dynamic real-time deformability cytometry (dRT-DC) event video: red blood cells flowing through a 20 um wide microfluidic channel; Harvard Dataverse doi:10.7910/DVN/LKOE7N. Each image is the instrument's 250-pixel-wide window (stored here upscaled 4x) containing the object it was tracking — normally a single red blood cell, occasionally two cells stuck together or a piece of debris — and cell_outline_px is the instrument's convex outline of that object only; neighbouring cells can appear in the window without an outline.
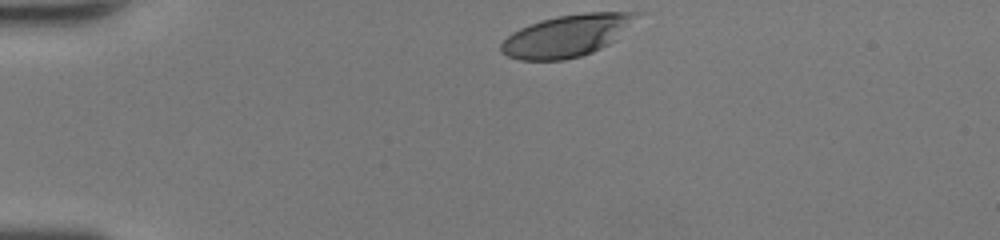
{"species": "human", "species_latin": "Homo sapiens", "temperature_condition": "room temperature", "stored_images_in_passage": 30, "camera_frame_rate_fps": 3000, "um_per_image_px": 0.085, "donor": {"sex": "female"}, "frame": {"image": 1, "passage_image": 1, "time_ms": 0.0, "image_size_px": [1000, 240], "cell_outline_px": [[644, 12], [608, 44], [592, 52], [580, 56], [564, 60], [520, 60], [508, 56], [500, 52], [500, 44], [512, 32], [528, 24], [540, 20], [556, 16], [584, 12]], "centroid_in_image_um": [48.13, 3.02], "position_along_channel_um": 36.9, "area_um2": 32.89}}
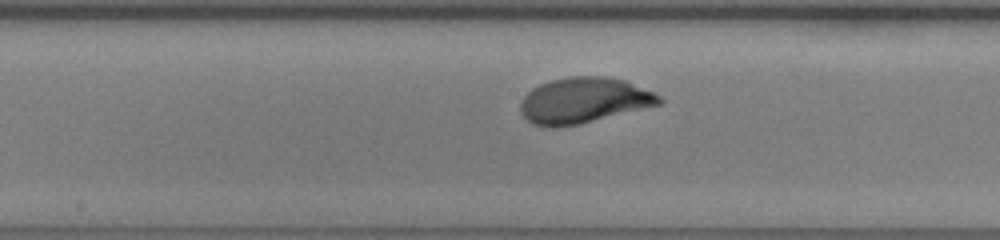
{"frame": {"image": 2, "passage_image": 16, "time_ms": 5.0, "image_size_px": [1000, 240], "cell_outline_px": [[664, 104], [580, 124], [556, 128], [548, 128], [532, 124], [520, 112], [520, 100], [532, 88], [540, 84], [552, 80], [568, 76], [604, 76], [624, 80], [652, 92], [660, 96], [664, 100]], "centroid_in_image_um": [49.61, 8.55], "position_along_channel_um": 198.6, "area_um2": 37.28}}
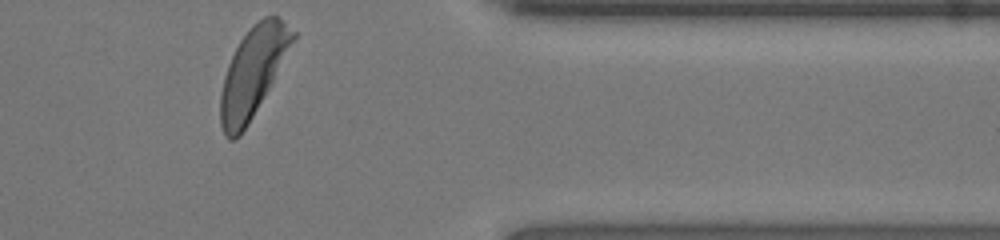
{"frame": {"image": 3, "passage_image": 30, "time_ms": 9.667, "image_size_px": [1000, 240], "cell_outline_px": [[296, 36], [268, 88], [248, 124], [240, 136], [232, 140], [228, 140], [224, 136], [220, 124], [220, 92], [224, 76], [228, 64], [240, 40], [252, 24], [264, 16], [276, 16], [296, 32]], "centroid_in_image_um": [21.45, 6.15], "position_along_channel_um": 390.0, "area_um2": 36.82}, "authors_computed_cell_mechanics": {"area_um2": 36.2695, "velocity_mm_per_s": 4.3919, "shape_relaxation_time_tau1_ms": 2.4169, "shape_relaxation_time_tau2_ms": null, "deformation_change_tau1": 0.1767, "deformation_change_tau2": null}}